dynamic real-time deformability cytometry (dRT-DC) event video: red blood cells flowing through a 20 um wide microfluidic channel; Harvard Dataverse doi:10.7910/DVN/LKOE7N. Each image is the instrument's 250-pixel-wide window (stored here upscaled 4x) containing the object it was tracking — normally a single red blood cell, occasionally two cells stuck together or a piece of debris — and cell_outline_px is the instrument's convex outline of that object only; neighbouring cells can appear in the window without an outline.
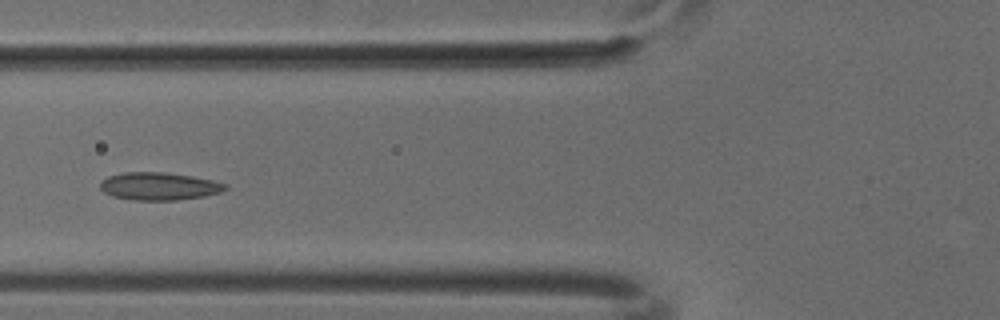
{"species": "common noctule bat (a hibernating species)", "species_latin": "Nyctalus noctula", "temperature_condition": "cold", "stored_images_in_passage": 6, "camera_frame_rate_fps": 3000, "um_per_image_px": 0.085, "animal": {"sex": "male", "body_mass_g": 18.8}, "frame": {"image": 1, "passage_image": 5, "time_ms": 1.333, "image_size_px": [1000, 320], "cell_outline_px": [[228, 188], [220, 192], [204, 196], [176, 200], [132, 200], [112, 196], [104, 192], [100, 188], [100, 180], [108, 176], [124, 172], [164, 172], [192, 176], [212, 180], [228, 184]], "centroid_in_image_um": [13.5, 15.83], "position_along_channel_um": 112.3, "area_um2": 20.29}}
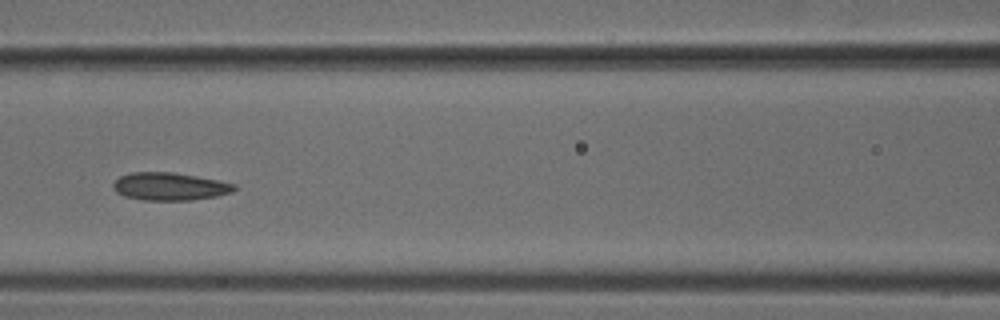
{"frame": {"image": 2, "passage_image": 6, "time_ms": 1.667, "image_size_px": [1000, 320], "cell_outline_px": [[236, 188], [232, 192], [216, 196], [192, 200], [140, 200], [124, 196], [116, 192], [112, 188], [112, 184], [120, 176], [132, 172], [172, 172], [196, 176], [236, 184]], "centroid_in_image_um": [14.39, 15.85], "position_along_channel_um": 152.2, "area_um2": 19.59}}